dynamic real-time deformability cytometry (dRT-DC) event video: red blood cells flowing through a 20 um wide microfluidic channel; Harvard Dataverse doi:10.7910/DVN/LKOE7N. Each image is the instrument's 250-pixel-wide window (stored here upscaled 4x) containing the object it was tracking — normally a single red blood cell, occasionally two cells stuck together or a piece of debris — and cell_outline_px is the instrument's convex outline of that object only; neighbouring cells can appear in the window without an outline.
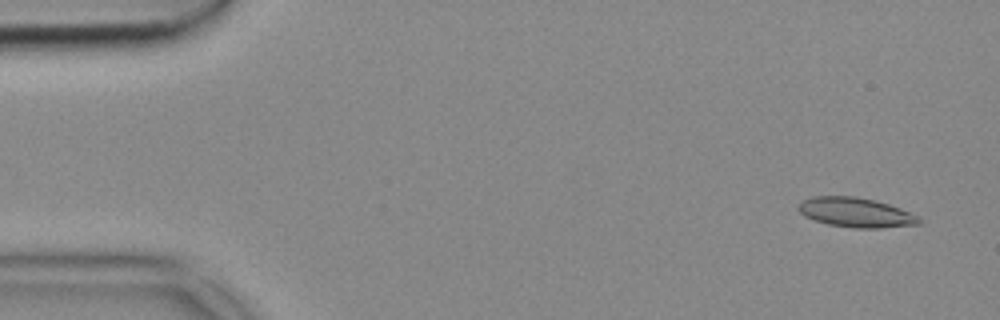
{"species": "common noctule bat (a hibernating species)", "species_latin": "Nyctalus noctula", "temperature_condition": "cold", "stored_images_in_passage": 52, "camera_frame_rate_fps": 3000, "um_per_image_px": 0.085, "animal": {"sex": "female", "body_mass_g": 18.4}, "frame": {"image": 1, "passage_image": 2, "time_ms": 0.333, "image_size_px": [1000, 320], "cell_outline_px": [[924, 220], [920, 224], [880, 228], [856, 228], [828, 224], [804, 216], [796, 208], [804, 200], [812, 196], [856, 196], [876, 200], [900, 208], [920, 216]], "centroid_in_image_um": [72.79, 18.06], "position_along_channel_um": 12.2, "area_um2": 20.92}}
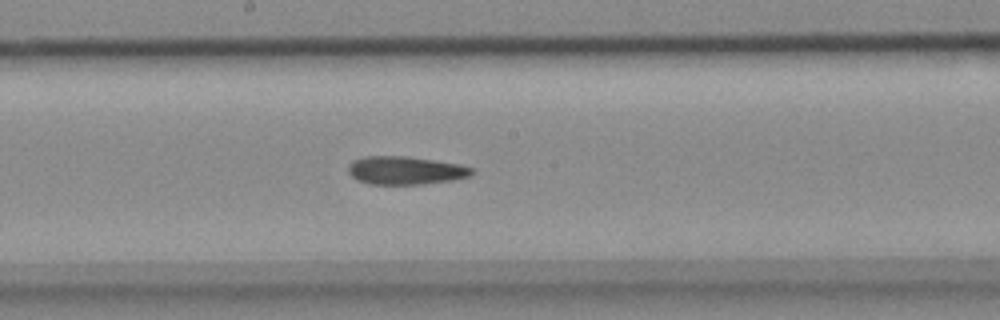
{"frame": {"image": 2, "passage_image": 27, "time_ms": 8.667, "image_size_px": [1000, 320], "cell_outline_px": [[472, 176], [452, 180], [424, 184], [368, 184], [356, 180], [348, 172], [348, 164], [352, 160], [364, 156], [408, 156], [460, 164], [472, 168]], "centroid_in_image_um": [34.43, 14.48], "position_along_channel_um": 213.8, "area_um2": 20.46}}
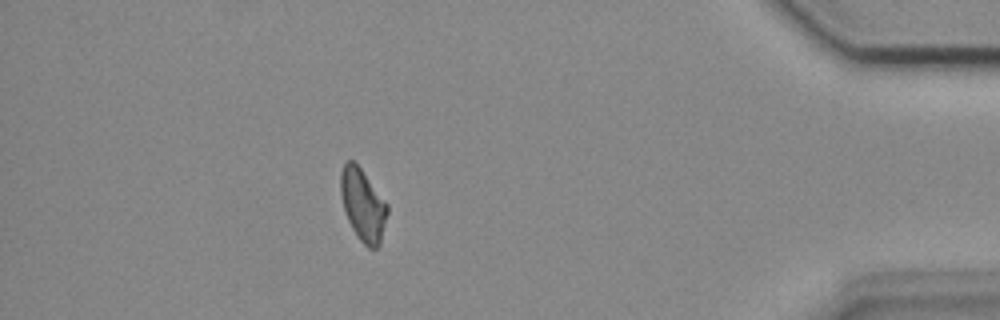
{"frame": {"image": 3, "passage_image": 46, "time_ms": 15.0, "image_size_px": [1000, 320], "cell_outline_px": [[388, 212], [380, 244], [376, 248], [368, 248], [356, 236], [344, 212], [340, 192], [340, 172], [344, 160], [352, 160], [360, 168], [388, 204]], "centroid_in_image_um": [30.83, 17.41], "position_along_channel_um": 404.4, "area_um2": 19.71}}